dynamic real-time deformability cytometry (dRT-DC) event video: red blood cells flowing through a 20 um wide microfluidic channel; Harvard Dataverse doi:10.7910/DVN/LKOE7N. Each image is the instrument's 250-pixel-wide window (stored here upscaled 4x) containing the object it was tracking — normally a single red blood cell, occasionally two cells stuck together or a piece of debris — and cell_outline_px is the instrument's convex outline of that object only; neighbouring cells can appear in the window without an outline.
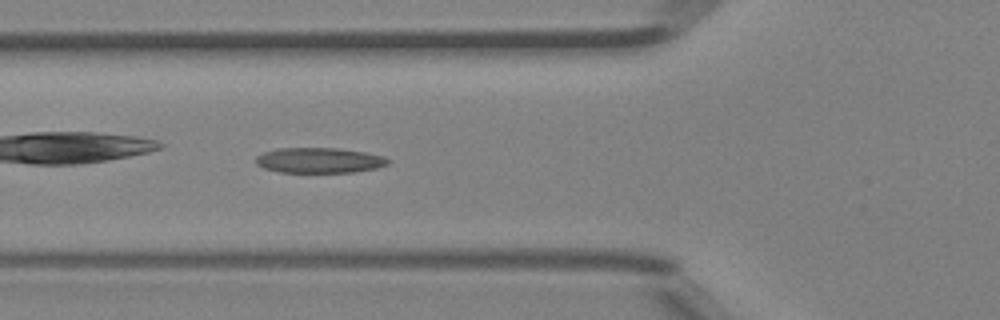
{"species": "Egyptian fruit bat (a non-hibernating species)", "species_latin": "Rousettus aegyptiacus", "temperature_condition": "room temperature", "stored_images_in_passage": 5, "camera_frame_rate_fps": 3000, "um_per_image_px": 0.085, "animal": {"sex": "female"}, "frame": {"image": 1, "passage_image": 5, "time_ms": 4.667, "image_size_px": [1000, 320], "cell_outline_px": [[388, 164], [376, 168], [352, 172], [280, 172], [264, 168], [256, 164], [256, 156], [264, 152], [280, 148], [336, 148], [364, 152], [384, 156], [388, 160]], "centroid_in_image_um": [27.12, 13.63], "position_along_channel_um": 98.7, "area_um2": 19.31}}